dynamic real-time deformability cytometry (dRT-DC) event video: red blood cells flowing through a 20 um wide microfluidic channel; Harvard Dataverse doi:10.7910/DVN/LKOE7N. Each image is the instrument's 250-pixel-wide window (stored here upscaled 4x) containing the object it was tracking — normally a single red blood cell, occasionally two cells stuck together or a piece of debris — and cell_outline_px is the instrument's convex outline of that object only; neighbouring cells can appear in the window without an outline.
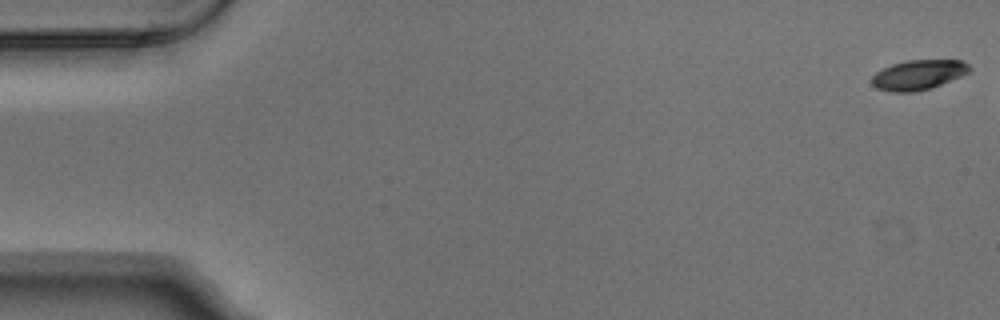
{"species": "Egyptian fruit bat (a non-hibernating species)", "species_latin": "Rousettus aegyptiacus", "temperature_condition": "warm", "stored_images_in_passage": 3, "camera_frame_rate_fps": 3000, "um_per_image_px": 0.085, "animal": {"sex": "male"}, "frame": {"image": 1, "passage_image": 1, "time_ms": 0.0, "image_size_px": [1000, 320], "cell_outline_px": [[972, 68], [968, 72], [960, 76], [932, 88], [916, 92], [892, 92], [876, 88], [872, 84], [872, 76], [876, 72], [892, 64], [908, 60], [960, 60], [968, 64]], "centroid_in_image_um": [78.05, 6.37], "position_along_channel_um": 7.0, "area_um2": 16.94}}